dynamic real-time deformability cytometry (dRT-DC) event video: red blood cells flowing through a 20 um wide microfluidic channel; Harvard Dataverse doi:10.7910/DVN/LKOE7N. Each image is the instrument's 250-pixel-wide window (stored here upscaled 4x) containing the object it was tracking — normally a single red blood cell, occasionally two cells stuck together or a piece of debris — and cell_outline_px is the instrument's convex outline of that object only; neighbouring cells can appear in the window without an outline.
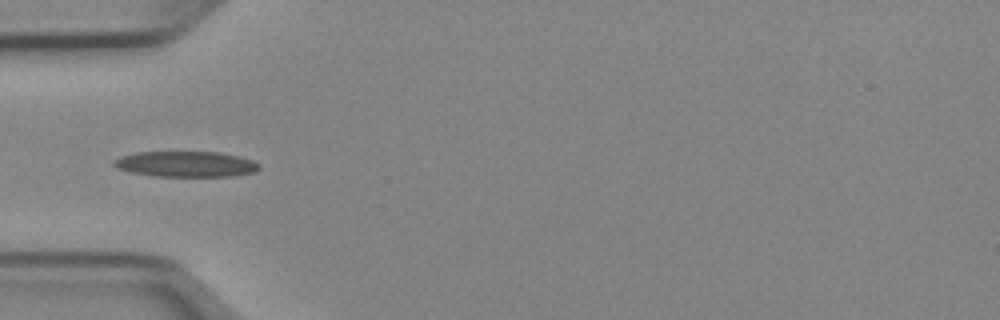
{"species": "Egyptian fruit bat (a non-hibernating species)", "species_latin": "Rousettus aegyptiacus", "temperature_condition": "cold", "stored_images_in_passage": 14, "camera_frame_rate_fps": 3000, "um_per_image_px": 0.085, "animal": {"sex": "female"}, "frame": {"image": 1, "passage_image": 3, "time_ms": 0.667, "image_size_px": [1000, 320], "cell_outline_px": [[260, 168], [256, 172], [232, 176], [152, 176], [128, 172], [116, 168], [112, 164], [112, 160], [120, 156], [136, 152], [216, 152], [236, 156], [252, 160], [260, 164]], "centroid_in_image_um": [15.74, 13.95], "position_along_channel_um": 69.3, "area_um2": 21.85}}